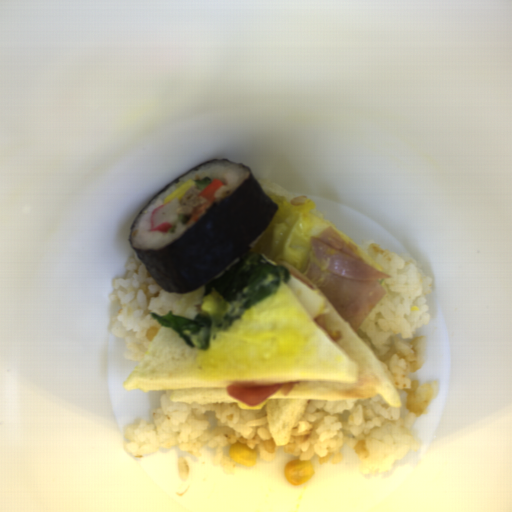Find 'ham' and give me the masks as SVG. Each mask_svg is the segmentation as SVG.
<instances>
[{"label":"ham","mask_w":512,"mask_h":512,"mask_svg":"<svg viewBox=\"0 0 512 512\" xmlns=\"http://www.w3.org/2000/svg\"><path fill=\"white\" fill-rule=\"evenodd\" d=\"M303 274L355 332L386 296L382 280L392 278L330 226L311 236Z\"/></svg>","instance_id":"ham-1"},{"label":"ham","mask_w":512,"mask_h":512,"mask_svg":"<svg viewBox=\"0 0 512 512\" xmlns=\"http://www.w3.org/2000/svg\"><path fill=\"white\" fill-rule=\"evenodd\" d=\"M203 189H199L198 186L191 187L189 191L184 194L180 206L177 209V214L191 216V213L196 206L207 204V198L198 196Z\"/></svg>","instance_id":"ham-2"}]
</instances>
